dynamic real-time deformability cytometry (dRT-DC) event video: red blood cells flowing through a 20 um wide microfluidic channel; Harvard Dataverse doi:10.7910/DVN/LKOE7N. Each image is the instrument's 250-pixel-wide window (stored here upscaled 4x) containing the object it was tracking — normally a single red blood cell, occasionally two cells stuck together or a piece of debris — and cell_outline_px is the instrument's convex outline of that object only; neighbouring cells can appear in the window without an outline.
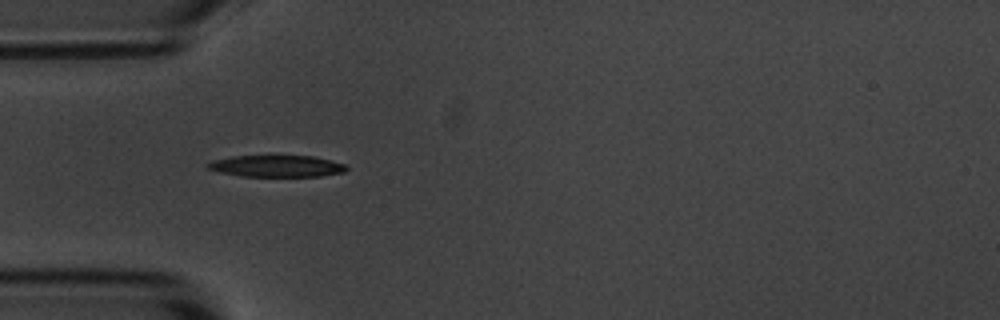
{"species": "common noctule bat (a hibernating species)", "species_latin": "Nyctalus noctula", "temperature_condition": "room temperature", "stored_images_in_passage": 40, "camera_frame_rate_fps": 3000, "um_per_image_px": 0.085, "animal": {"sex": "male", "body_mass_g": 20.1, "forearm_length_mm": 53.5}, "frame": {"image": 1, "passage_image": 1, "time_ms": 0.0, "image_size_px": [1000, 320], "cell_outline_px": [[348, 168], [344, 172], [320, 176], [240, 176], [220, 172], [208, 168], [208, 164], [212, 160], [232, 156], [312, 156], [332, 160], [344, 164]], "centroid_in_image_um": [23.53, 14.11], "position_along_channel_um": 61.5, "area_um2": 17.34}}
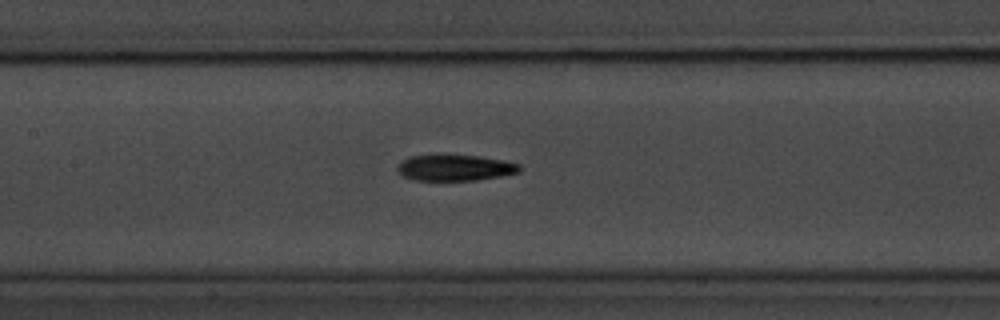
{"frame": {"image": 2, "passage_image": 10, "time_ms": 3.0, "image_size_px": [1000, 320], "cell_outline_px": [[520, 172], [500, 176], [476, 180], [416, 180], [404, 176], [396, 172], [396, 168], [400, 160], [408, 156], [480, 156], [504, 160], [520, 164]], "centroid_in_image_um": [38.65, 14.26], "position_along_channel_um": 168.7, "area_um2": 18.38}}
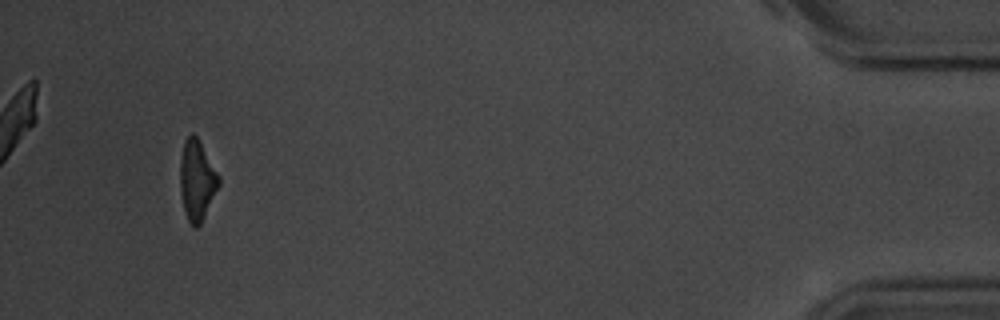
{"frame": {"image": 3, "passage_image": 37, "time_ms": 12.0, "image_size_px": [1000, 320], "cell_outline_px": [[220, 184], [200, 224], [196, 228], [192, 228], [184, 212], [180, 188], [180, 160], [184, 140], [192, 132], [196, 136], [220, 176]], "centroid_in_image_um": [16.73, 15.33], "position_along_channel_um": 418.5, "area_um2": 17.98}, "authors_computed_cell_mechanics": {"area_um2": 18.9006, "velocity_mm_per_s": 3.6056, "shape_relaxation_time_tau1_ms": 3.5342, "shape_relaxation_time_tau2_ms": 5.0944, "deformation_change_tau1": 0.1437, "deformation_change_tau2": 0.1378}}